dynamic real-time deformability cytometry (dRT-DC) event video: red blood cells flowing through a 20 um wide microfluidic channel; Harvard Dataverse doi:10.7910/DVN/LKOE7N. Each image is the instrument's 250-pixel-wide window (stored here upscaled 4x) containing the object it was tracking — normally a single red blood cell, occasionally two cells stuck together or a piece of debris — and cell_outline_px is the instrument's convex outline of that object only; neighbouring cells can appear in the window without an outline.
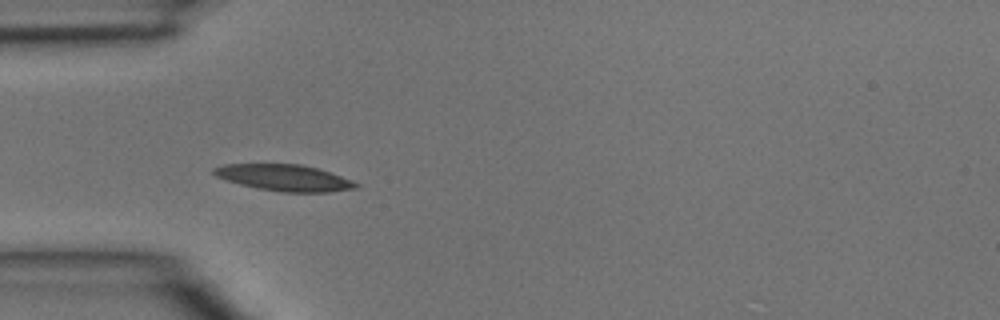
{"species": "common noctule bat (a hibernating species)", "species_latin": "Nyctalus noctula", "temperature_condition": "room temperature", "stored_images_in_passage": 44, "camera_frame_rate_fps": 3000, "um_per_image_px": 0.085, "animal": {"sex": "male", "body_mass_g": 15.6}, "frame": {"image": 1, "passage_image": 13, "time_ms": 4.0, "image_size_px": [1000, 320], "cell_outline_px": [[360, 184], [356, 188], [328, 192], [280, 192], [240, 184], [216, 176], [212, 172], [212, 168], [224, 164], [300, 164], [316, 168], [352, 180]], "centroid_in_image_um": [24.16, 15.1], "position_along_channel_um": 60.8, "area_um2": 21.56}}
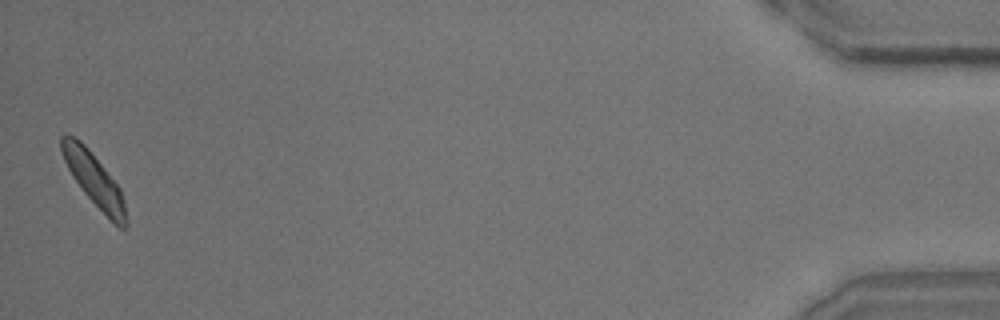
{"frame": {"image": 2, "passage_image": 44, "time_ms": 14.333, "image_size_px": [1000, 320], "cell_outline_px": [[128, 224], [124, 228], [120, 228], [84, 192], [72, 176], [64, 160], [60, 148], [60, 136], [72, 136], [80, 140], [88, 148], [120, 188], [128, 220]], "centroid_in_image_um": [7.99, 15.24], "position_along_channel_um": 427.2, "area_um2": 19.13}}